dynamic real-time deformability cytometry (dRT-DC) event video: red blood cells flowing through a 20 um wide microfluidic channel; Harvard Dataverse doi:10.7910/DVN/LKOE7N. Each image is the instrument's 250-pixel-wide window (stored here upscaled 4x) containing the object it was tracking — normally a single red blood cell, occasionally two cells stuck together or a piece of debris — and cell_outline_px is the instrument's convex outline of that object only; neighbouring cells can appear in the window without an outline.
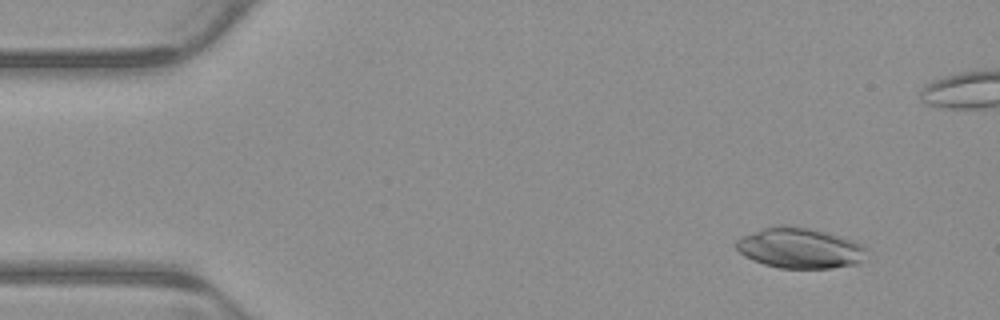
{"species": "common noctule bat (a hibernating species)", "species_latin": "Nyctalus noctula", "temperature_condition": "warm", "stored_images_in_passage": 6, "camera_frame_rate_fps": 3000, "um_per_image_px": 0.085, "animal": {"sex": "male", "body_mass_g": 23.1, "forearm_length_mm": 52.7}, "frame": {"image": 1, "passage_image": 2, "time_ms": 0.333, "image_size_px": [1000, 320], "cell_outline_px": [[868, 248], [860, 264], [832, 268], [780, 268], [764, 264], [752, 260], [744, 256], [736, 248], [736, 240], [740, 236], [764, 228], [780, 224], [784, 224], [808, 228], [840, 236], [864, 244]], "centroid_in_image_um": [67.99, 21.09], "position_along_channel_um": 17.0, "area_um2": 30.98}}